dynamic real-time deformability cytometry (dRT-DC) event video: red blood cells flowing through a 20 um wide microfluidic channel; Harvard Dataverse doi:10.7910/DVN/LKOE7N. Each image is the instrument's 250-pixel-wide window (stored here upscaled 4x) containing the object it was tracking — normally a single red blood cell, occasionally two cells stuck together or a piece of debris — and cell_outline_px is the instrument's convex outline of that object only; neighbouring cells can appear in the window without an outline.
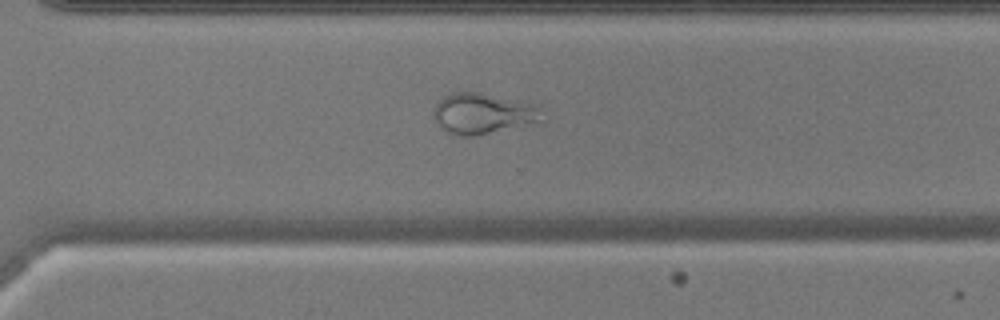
{"species": "common noctule bat (a hibernating species)", "species_latin": "Nyctalus noctula", "temperature_condition": "warm", "stored_images_in_passage": 54, "camera_frame_rate_fps": 3000, "um_per_image_px": 0.085, "animal": {"sex": "male", "body_mass_g": 17.9, "forearm_length_mm": 54.2}, "frame": {"image": 1, "passage_image": 39, "time_ms": 12.667, "image_size_px": [1000, 320], "cell_outline_px": [[540, 116], [536, 120], [472, 136], [460, 136], [444, 132], [436, 120], [436, 104], [444, 96], [452, 92], [480, 92], [536, 104]], "centroid_in_image_um": [40.93, 9.61], "position_along_channel_um": 329.7, "area_um2": 24.51}, "authors_computed_cell_mechanics": {"area_um2": 29.7092, "velocity_mm_per_s": 3.8589, "shape_relaxation_time_tau1_ms": null, "shape_relaxation_time_tau2_ms": 0.8884, "deformation_change_tau1": null, "deformation_change_tau2": 0.0771}}